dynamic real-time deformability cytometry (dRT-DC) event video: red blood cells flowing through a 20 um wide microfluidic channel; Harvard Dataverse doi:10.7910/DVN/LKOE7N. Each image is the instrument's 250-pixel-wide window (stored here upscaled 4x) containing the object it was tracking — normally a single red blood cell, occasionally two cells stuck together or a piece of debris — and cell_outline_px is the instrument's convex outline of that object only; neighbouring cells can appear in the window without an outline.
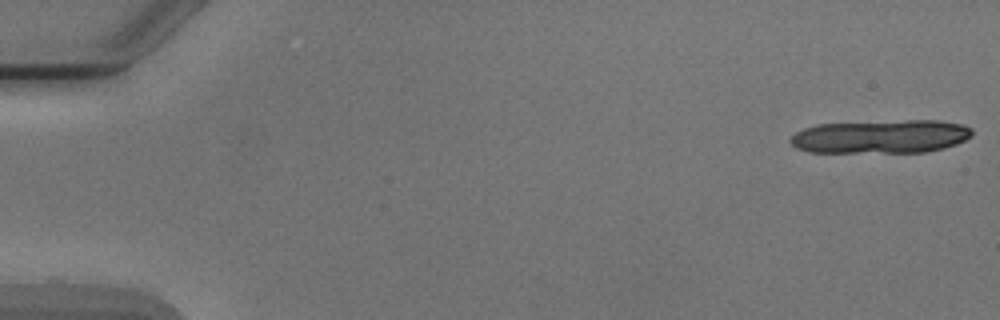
{"species": "Egyptian fruit bat (a non-hibernating species)", "species_latin": "Rousettus aegyptiacus", "temperature_condition": "cold", "stored_images_in_passage": 13, "camera_frame_rate_fps": 3000, "um_per_image_px": 0.085, "animal": {"sex": "male"}, "frame": {"image": 1, "passage_image": 1, "time_ms": 0.0, "image_size_px": [1000, 320], "cell_outline_px": [[972, 136], [956, 144], [944, 148], [924, 152], [808, 152], [796, 148], [788, 140], [796, 132], [804, 128], [816, 124], [908, 120], [940, 120], [964, 124], [972, 128]], "centroid_in_image_um": [74.89, 11.6], "position_along_channel_um": 10.1, "area_um2": 35.66}}